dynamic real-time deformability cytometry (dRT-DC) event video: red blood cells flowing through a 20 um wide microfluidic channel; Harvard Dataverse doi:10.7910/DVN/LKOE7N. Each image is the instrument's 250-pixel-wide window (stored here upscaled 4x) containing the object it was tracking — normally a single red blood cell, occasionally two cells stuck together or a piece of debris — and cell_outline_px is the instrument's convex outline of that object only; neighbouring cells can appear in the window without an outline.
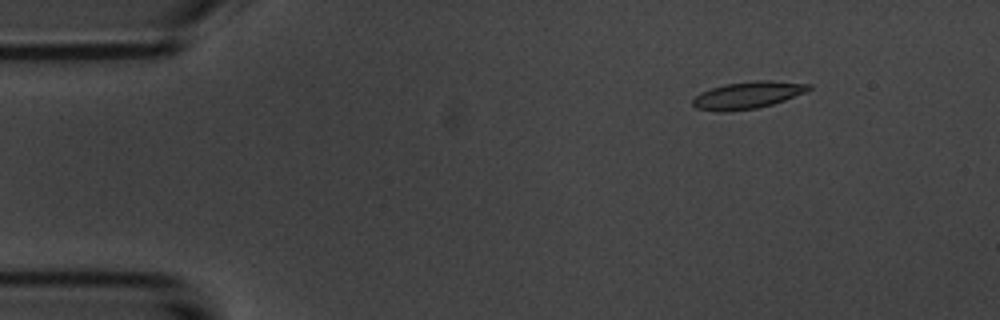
{"species": "common noctule bat (a hibernating species)", "species_latin": "Nyctalus noctula", "temperature_condition": "room temperature", "stored_images_in_passage": 7, "camera_frame_rate_fps": 3000, "um_per_image_px": 0.085, "animal": {"sex": "male", "body_mass_g": 20.1, "forearm_length_mm": 53.5}, "frame": {"image": 1, "passage_image": 2, "time_ms": 2.0, "image_size_px": [1000, 320], "cell_outline_px": [[812, 88], [804, 92], [784, 100], [772, 104], [756, 108], [720, 112], [696, 108], [692, 104], [692, 100], [700, 92], [724, 84], [756, 80], [772, 80], [812, 84]], "centroid_in_image_um": [63.55, 8.07], "position_along_channel_um": 21.5, "area_um2": 18.21}}
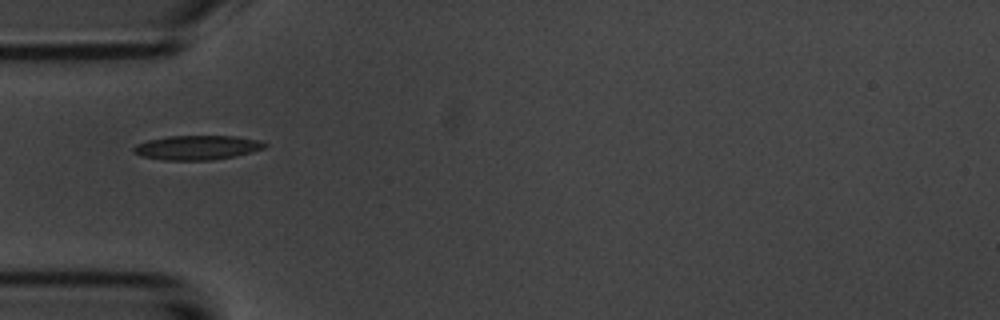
{"frame": {"image": 2, "passage_image": 5, "time_ms": 5.333, "image_size_px": [1000, 320], "cell_outline_px": [[268, 144], [264, 148], [252, 152], [236, 156], [212, 160], [164, 160], [140, 156], [132, 152], [132, 148], [136, 144], [148, 140], [168, 136], [236, 136], [260, 140]], "centroid_in_image_um": [16.75, 12.54], "position_along_channel_um": 68.3, "area_um2": 18.79}}
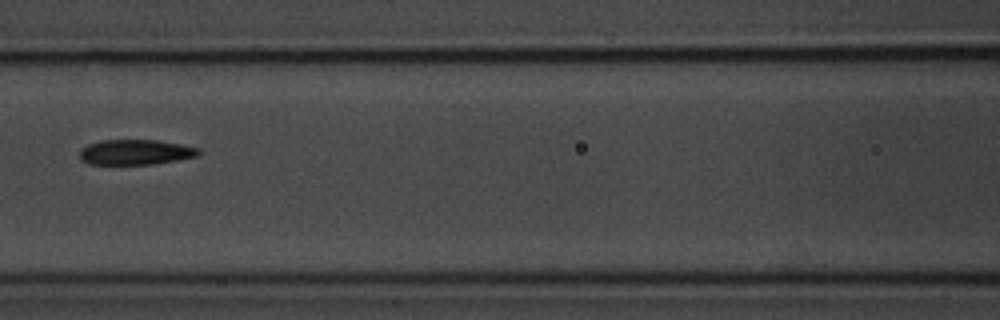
{"frame": {"image": 3, "passage_image": 7, "time_ms": 7.667, "image_size_px": [1000, 320], "cell_outline_px": [[200, 152], [196, 156], [176, 160], [152, 164], [88, 164], [80, 160], [80, 148], [88, 144], [100, 140], [160, 140], [200, 148]], "centroid_in_image_um": [11.48, 12.93], "position_along_channel_um": 155.1, "area_um2": 17.51}}